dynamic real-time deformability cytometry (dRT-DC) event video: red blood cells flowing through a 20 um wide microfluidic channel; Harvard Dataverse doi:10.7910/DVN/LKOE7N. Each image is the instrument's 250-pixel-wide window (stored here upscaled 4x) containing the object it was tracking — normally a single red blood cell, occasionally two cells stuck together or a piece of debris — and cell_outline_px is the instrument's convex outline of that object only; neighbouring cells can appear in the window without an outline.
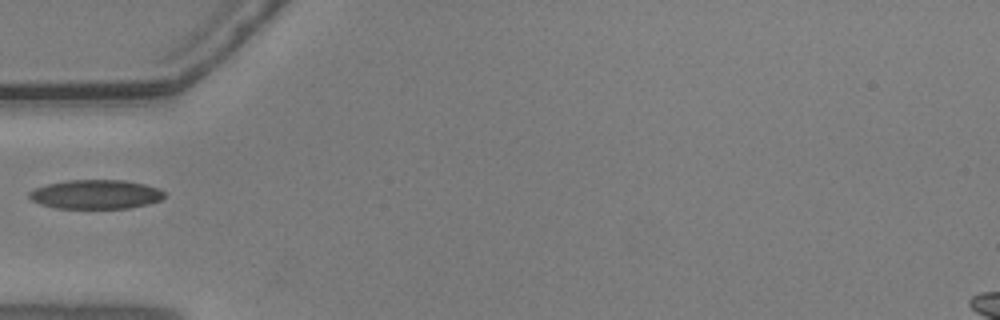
{"species": "common noctule bat (a hibernating species)", "species_latin": "Nyctalus noctula", "temperature_condition": "warm", "stored_images_in_passage": 33, "camera_frame_rate_fps": 3000, "um_per_image_px": 0.085, "animal": {"sex": "male", "body_mass_g": 20.5, "forearm_length_mm": 52.5}, "frame": {"image": 1, "passage_image": 1, "time_ms": 0.0, "image_size_px": [1000, 320], "cell_outline_px": [[164, 196], [160, 200], [148, 204], [128, 208], [56, 208], [40, 204], [32, 200], [28, 196], [28, 192], [36, 188], [48, 184], [68, 180], [124, 180], [144, 184], [160, 188], [164, 192]], "centroid_in_image_um": [8.15, 16.52], "position_along_channel_um": 76.9, "area_um2": 22.89}}
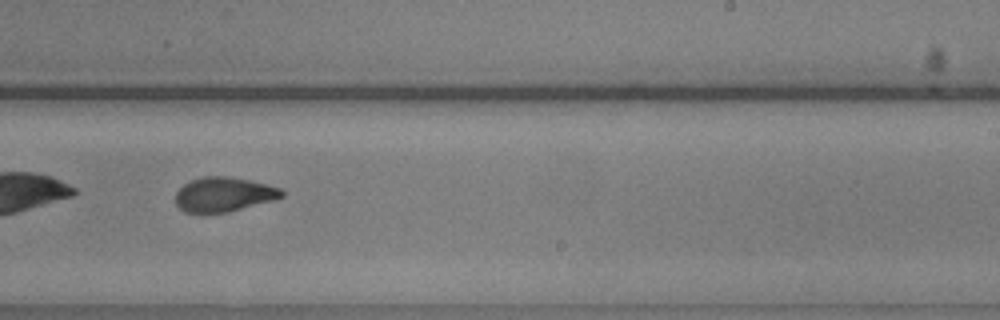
{"frame": {"image": 2, "passage_image": 17, "time_ms": 5.333, "image_size_px": [1000, 320], "cell_outline_px": [[284, 196], [272, 200], [228, 212], [184, 212], [176, 204], [176, 192], [184, 184], [192, 180], [204, 176], [228, 176], [248, 180], [280, 188], [284, 192]], "centroid_in_image_um": [19.0, 16.52], "position_along_channel_um": 270.0, "area_um2": 20.98}}